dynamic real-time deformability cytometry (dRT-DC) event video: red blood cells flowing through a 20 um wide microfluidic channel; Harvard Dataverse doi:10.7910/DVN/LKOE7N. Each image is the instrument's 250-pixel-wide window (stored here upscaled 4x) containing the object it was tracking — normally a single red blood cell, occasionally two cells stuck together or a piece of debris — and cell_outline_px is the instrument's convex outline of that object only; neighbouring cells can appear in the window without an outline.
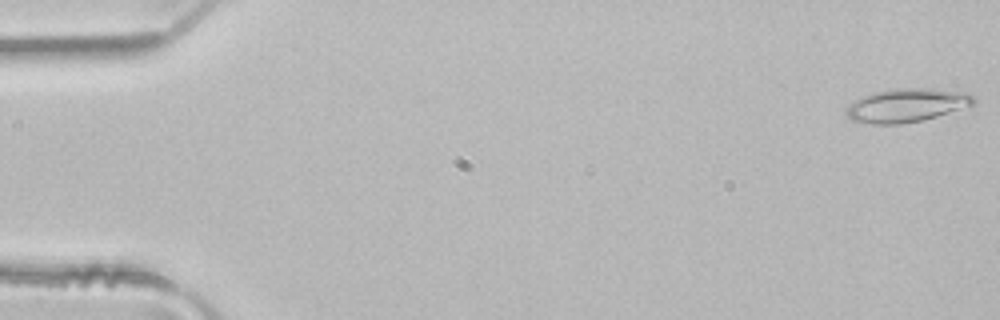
{"species": "common noctule bat (a hibernating species)", "species_latin": "Nyctalus noctula", "temperature_condition": "room temperature", "stored_images_in_passage": 4, "camera_frame_rate_fps": 3000, "um_per_image_px": 0.085, "animal": {"sex": "male", "body_mass_g": 21.5, "forearm_length_mm": 52.0}, "frame": {"image": 1, "passage_image": 1, "time_ms": 0.0, "image_size_px": [1000, 320], "cell_outline_px": [[976, 104], [924, 120], [900, 124], [868, 124], [852, 120], [844, 112], [844, 108], [860, 96], [872, 92], [896, 88], [928, 88], [968, 92], [976, 100]], "centroid_in_image_um": [77.04, 8.94], "position_along_channel_um": 8.0, "area_um2": 25.26}}